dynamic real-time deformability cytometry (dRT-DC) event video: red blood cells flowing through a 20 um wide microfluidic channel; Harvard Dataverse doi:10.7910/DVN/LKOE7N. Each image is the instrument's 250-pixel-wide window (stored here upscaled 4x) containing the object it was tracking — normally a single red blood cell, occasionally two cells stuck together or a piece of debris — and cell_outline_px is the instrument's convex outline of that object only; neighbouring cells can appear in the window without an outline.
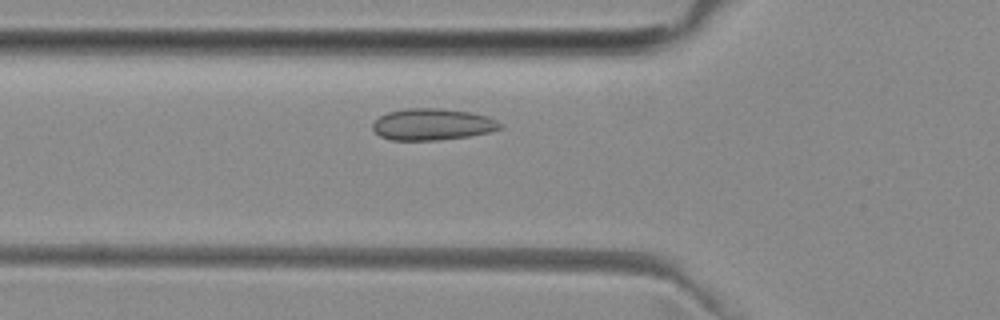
{"species": "common noctule bat (a hibernating species)", "species_latin": "Nyctalus noctula", "temperature_condition": "room temperature", "stored_images_in_passage": 37, "camera_frame_rate_fps": 3000, "um_per_image_px": 0.085, "animal": {"sex": "female", "body_mass_g": 29.2, "forearm_length_mm": 56.3}, "frame": {"image": 1, "passage_image": 11, "time_ms": 3.333, "image_size_px": [1000, 320], "cell_outline_px": [[504, 128], [488, 132], [468, 136], [436, 140], [392, 140], [380, 136], [372, 128], [372, 124], [380, 116], [388, 112], [408, 108], [440, 108], [472, 112], [488, 116], [504, 124]], "centroid_in_image_um": [36.79, 10.56], "position_along_channel_um": 89.0, "area_um2": 23.52}}
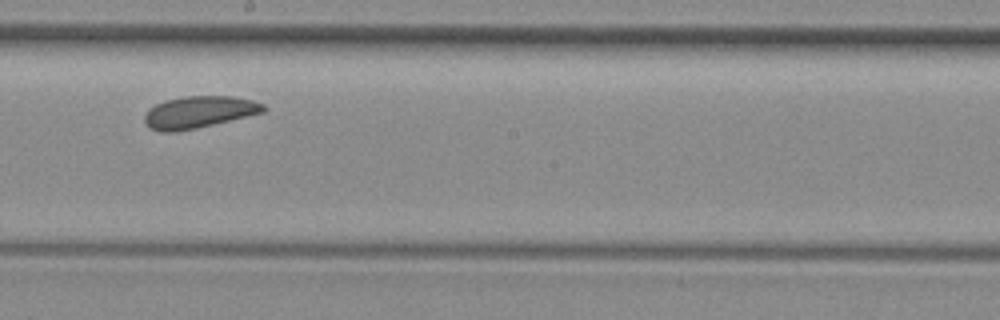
{"frame": {"image": 2, "passage_image": 22, "time_ms": 7.0, "image_size_px": [1000, 320], "cell_outline_px": [[268, 108], [264, 112], [248, 116], [196, 128], [176, 132], [160, 132], [152, 128], [144, 120], [144, 116], [156, 104], [168, 100], [184, 96], [232, 96], [252, 100], [264, 104]], "centroid_in_image_um": [16.96, 9.53], "position_along_channel_um": 231.2, "area_um2": 21.85}}
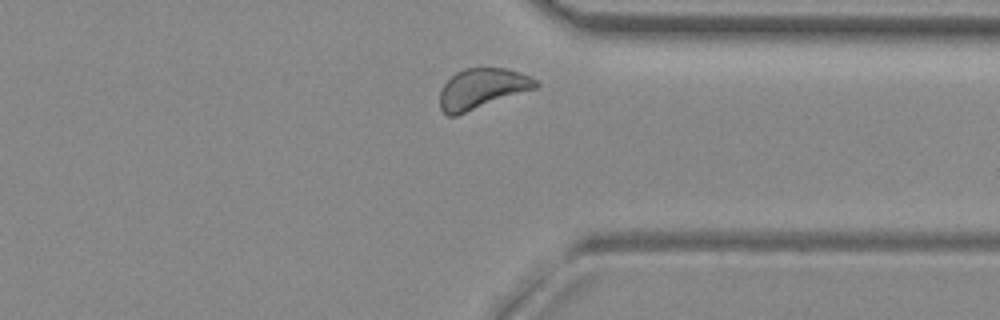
{"frame": {"image": 3, "passage_image": 33, "time_ms": 10.667, "image_size_px": [1000, 320], "cell_outline_px": [[540, 84], [536, 88], [456, 116], [448, 116], [440, 108], [440, 92], [444, 84], [456, 72], [464, 68], [508, 68], [520, 72], [536, 80]], "centroid_in_image_um": [40.97, 7.53], "position_along_channel_um": 370.4, "area_um2": 22.43}}